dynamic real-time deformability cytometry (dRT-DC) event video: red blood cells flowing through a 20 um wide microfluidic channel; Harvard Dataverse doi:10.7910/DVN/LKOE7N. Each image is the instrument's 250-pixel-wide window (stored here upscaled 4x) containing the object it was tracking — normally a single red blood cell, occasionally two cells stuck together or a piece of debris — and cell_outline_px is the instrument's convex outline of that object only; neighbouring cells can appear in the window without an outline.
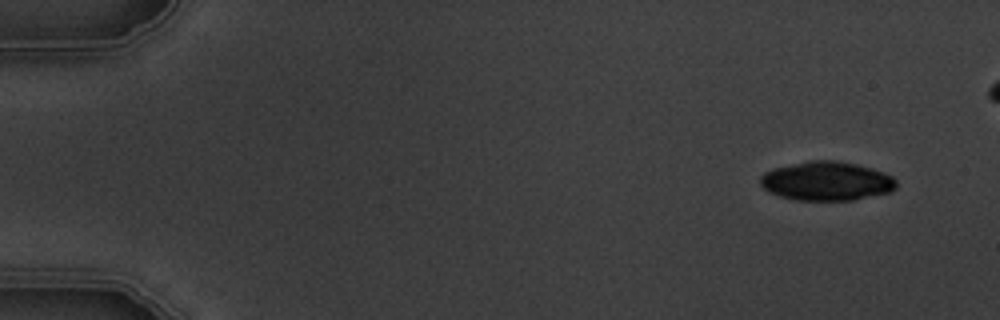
{"species": "common noctule bat (a hibernating species)", "species_latin": "Nyctalus noctula", "temperature_condition": "warm", "stored_images_in_passage": 5, "camera_frame_rate_fps": 3000, "um_per_image_px": 0.085, "animal": {"sex": "male", "body_mass_g": 19.5, "forearm_length_mm": 54.6}, "frame": {"image": 1, "passage_image": 1, "time_ms": 0.0, "image_size_px": [1000, 320], "cell_outline_px": [[896, 188], [892, 192], [852, 200], [796, 200], [780, 196], [764, 188], [760, 184], [760, 176], [764, 172], [772, 168], [808, 160], [836, 160], [856, 164], [872, 168], [884, 172], [892, 176], [896, 180]], "centroid_in_image_um": [70.27, 15.38], "position_along_channel_um": 14.7, "area_um2": 31.1}}